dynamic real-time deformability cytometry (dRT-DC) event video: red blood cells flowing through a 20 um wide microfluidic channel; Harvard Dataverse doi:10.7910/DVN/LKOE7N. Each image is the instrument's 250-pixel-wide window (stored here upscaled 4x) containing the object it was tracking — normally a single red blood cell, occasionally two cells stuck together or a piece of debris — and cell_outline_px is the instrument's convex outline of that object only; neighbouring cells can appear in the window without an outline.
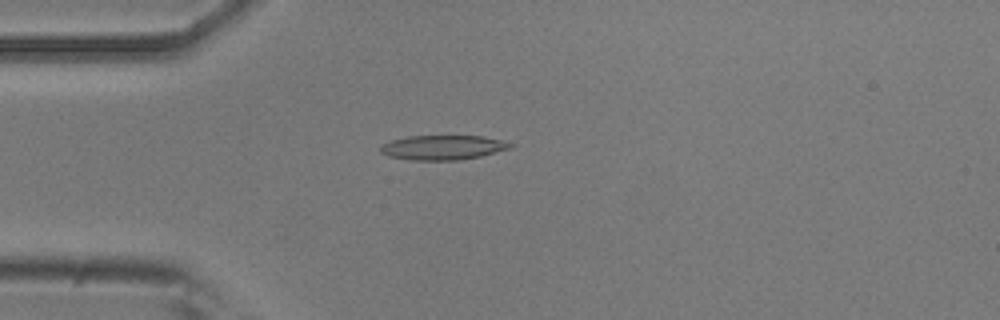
{"species": "common noctule bat (a hibernating species)", "species_latin": "Nyctalus noctula", "temperature_condition": "room temperature", "stored_images_in_passage": 52, "camera_frame_rate_fps": 3000, "um_per_image_px": 0.085, "animal": {"sex": "male", "body_mass_g": 20.5, "forearm_length_mm": 52.5}, "frame": {"image": 1, "passage_image": 13, "time_ms": 4.0, "image_size_px": [1000, 320], "cell_outline_px": [[516, 144], [512, 148], [480, 156], [460, 160], [412, 160], [388, 156], [380, 152], [380, 148], [384, 144], [392, 140], [408, 136], [484, 136]], "centroid_in_image_um": [37.67, 12.53], "position_along_channel_um": 47.3, "area_um2": 18.55}}
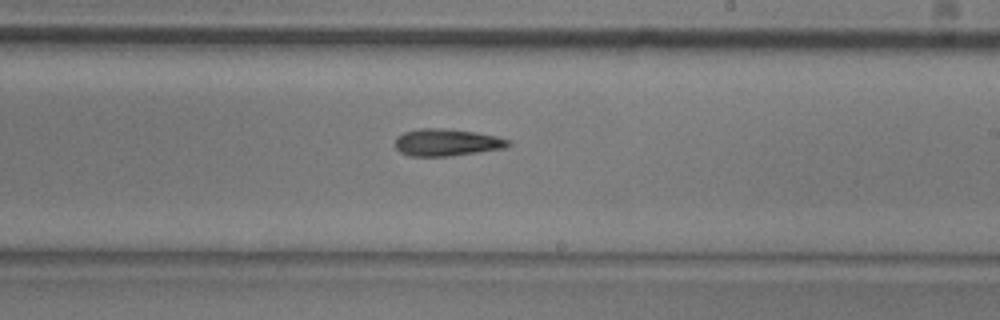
{"frame": {"image": 2, "passage_image": 30, "time_ms": 9.667, "image_size_px": [1000, 320], "cell_outline_px": [[512, 144], [504, 148], [448, 156], [408, 156], [400, 152], [396, 148], [396, 136], [404, 132], [420, 128], [444, 128], [476, 132], [496, 136], [508, 140]], "centroid_in_image_um": [37.94, 12.1], "position_along_channel_um": 251.1, "area_um2": 17.8}}
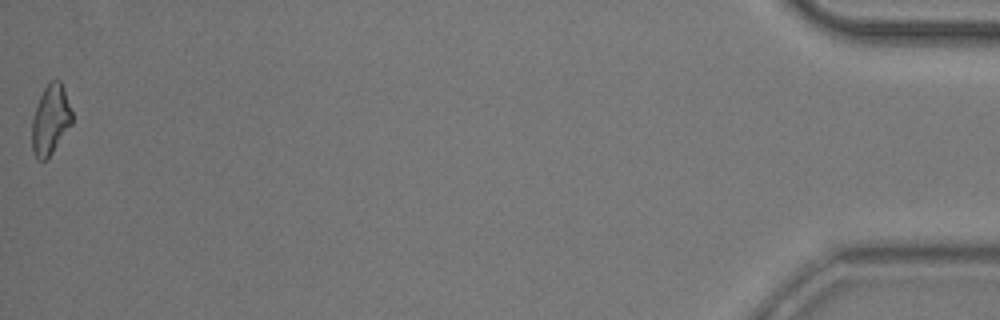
{"frame": {"image": 3, "passage_image": 52, "time_ms": 17.0, "image_size_px": [1000, 320], "cell_outline_px": [[72, 124], [52, 152], [44, 160], [36, 160], [32, 148], [32, 120], [40, 96], [44, 88], [52, 80], [60, 80], [72, 112]], "centroid_in_image_um": [4.29, 10.2], "position_along_channel_um": 430.9, "area_um2": 15.95}}